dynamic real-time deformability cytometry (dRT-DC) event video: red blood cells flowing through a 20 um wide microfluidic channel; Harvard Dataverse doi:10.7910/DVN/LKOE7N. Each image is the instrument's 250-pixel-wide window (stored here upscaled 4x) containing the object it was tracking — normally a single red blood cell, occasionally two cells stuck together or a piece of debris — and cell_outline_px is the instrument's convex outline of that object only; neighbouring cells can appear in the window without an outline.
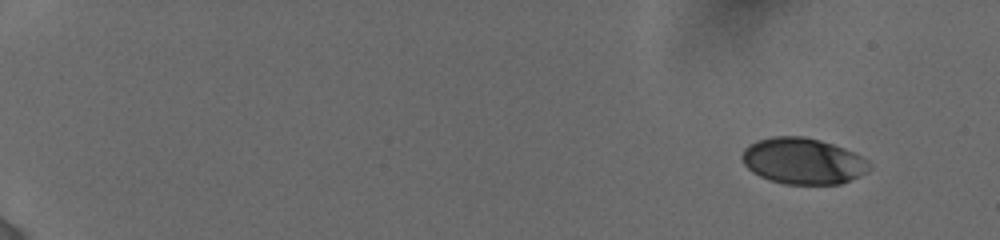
{"species": "human", "species_latin": "Homo sapiens", "temperature_condition": "cold", "stored_images_in_passage": 52, "camera_frame_rate_fps": 3000, "um_per_image_px": 0.085, "donor": {"sex": "female"}, "frame": {"image": 1, "passage_image": 1, "time_ms": 0.0, "image_size_px": [1000, 240], "cell_outline_px": [[868, 168], [864, 172], [840, 184], [784, 184], [768, 180], [752, 172], [744, 164], [740, 156], [744, 148], [748, 144], [756, 140], [772, 136], [804, 136], [820, 140], [844, 148], [868, 160]], "centroid_in_image_um": [68.16, 13.67], "position_along_channel_um": 16.8, "area_um2": 34.1}}
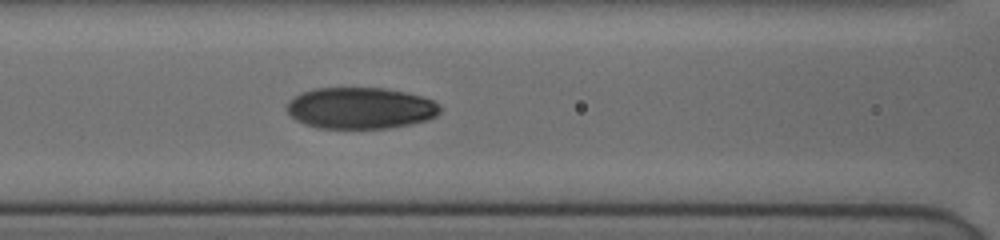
{"frame": {"image": 2, "passage_image": 42, "time_ms": 7.667, "image_size_px": [1000, 240], "cell_outline_px": [[440, 112], [436, 116], [428, 120], [412, 124], [388, 128], [316, 128], [304, 124], [296, 120], [288, 112], [288, 100], [304, 92], [316, 88], [384, 88], [404, 92], [420, 96], [432, 100], [440, 108]], "centroid_in_image_um": [30.64, 9.2], "position_along_channel_um": 136.0, "area_um2": 36.82}}
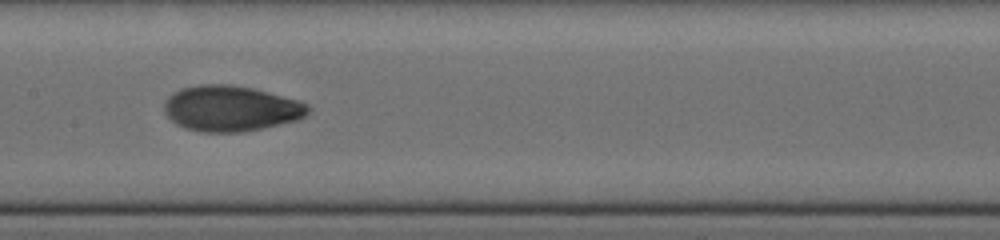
{"frame": {"image": 3, "passage_image": 51, "time_ms": 9.0, "image_size_px": [1000, 240], "cell_outline_px": [[312, 108], [304, 116], [296, 120], [260, 128], [240, 132], [200, 132], [184, 128], [176, 124], [164, 112], [164, 100], [172, 92], [180, 88], [200, 84], [232, 84], [252, 88], [268, 92], [296, 100], [308, 104]], "centroid_in_image_um": [19.56, 9.21], "position_along_channel_um": 187.8, "area_um2": 38.26}}